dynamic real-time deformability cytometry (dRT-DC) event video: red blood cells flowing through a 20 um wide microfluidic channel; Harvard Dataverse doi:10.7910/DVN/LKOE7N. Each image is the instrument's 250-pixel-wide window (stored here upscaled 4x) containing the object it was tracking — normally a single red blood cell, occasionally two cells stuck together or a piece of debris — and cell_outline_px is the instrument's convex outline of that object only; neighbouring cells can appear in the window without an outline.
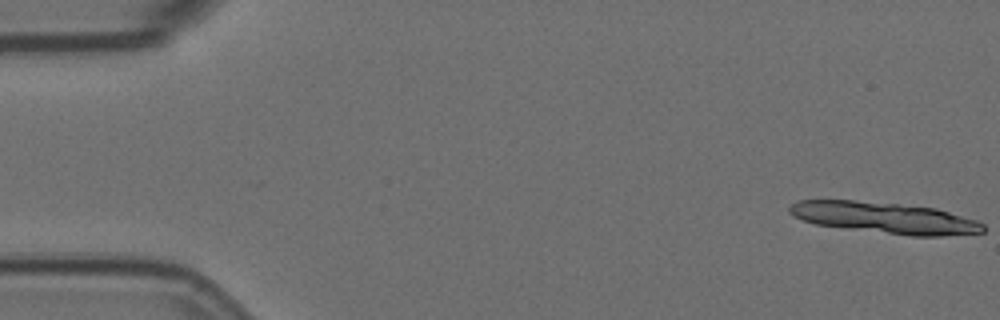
{"species": "Egyptian fruit bat (a non-hibernating species)", "species_latin": "Rousettus aegyptiacus", "temperature_condition": "room temperature", "stored_images_in_passage": 13, "camera_frame_rate_fps": 3000, "um_per_image_px": 0.085, "animal": {"sex": "female"}, "frame": {"image": 1, "passage_image": 1, "time_ms": 0.0, "image_size_px": [1000, 320], "cell_outline_px": [[984, 232], [940, 236], [912, 236], [816, 224], [792, 216], [788, 212], [788, 208], [796, 200], [856, 200], [936, 208], [976, 220], [984, 224]], "centroid_in_image_um": [75.19, 18.51], "position_along_channel_um": 9.8, "area_um2": 34.91}}